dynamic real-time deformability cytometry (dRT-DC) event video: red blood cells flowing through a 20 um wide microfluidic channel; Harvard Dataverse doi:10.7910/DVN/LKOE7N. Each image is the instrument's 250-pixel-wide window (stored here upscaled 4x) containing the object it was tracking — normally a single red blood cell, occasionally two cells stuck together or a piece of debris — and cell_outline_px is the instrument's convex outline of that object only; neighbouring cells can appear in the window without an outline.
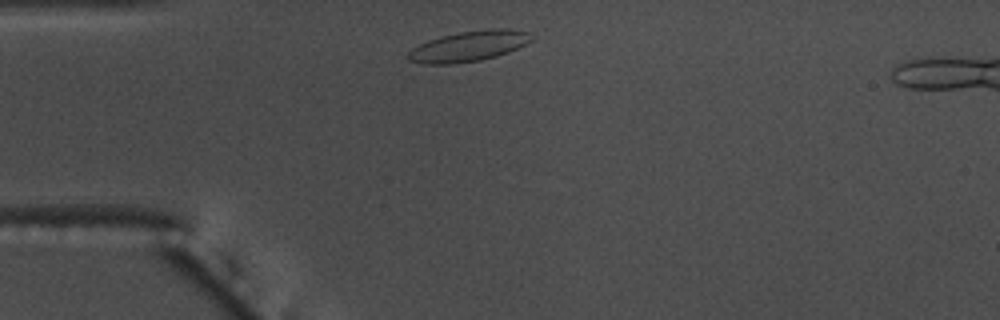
{"species": "common noctule bat (a hibernating species)", "species_latin": "Nyctalus noctula", "temperature_condition": "warm", "stored_images_in_passage": 35, "camera_frame_rate_fps": 3000, "um_per_image_px": 0.085, "animal": {"sex": "male", "body_mass_g": 17.5, "forearm_length_mm": 52.3}, "frame": {"image": 1, "passage_image": 2, "time_ms": 0.333, "image_size_px": [1000, 320], "cell_outline_px": [[536, 36], [532, 40], [508, 52], [496, 56], [480, 60], [452, 64], [424, 64], [408, 60], [408, 52], [412, 48], [428, 40], [460, 32], [492, 28], [504, 28], [528, 32]], "centroid_in_image_um": [39.85, 3.92], "position_along_channel_um": 45.1, "area_um2": 21.73}}
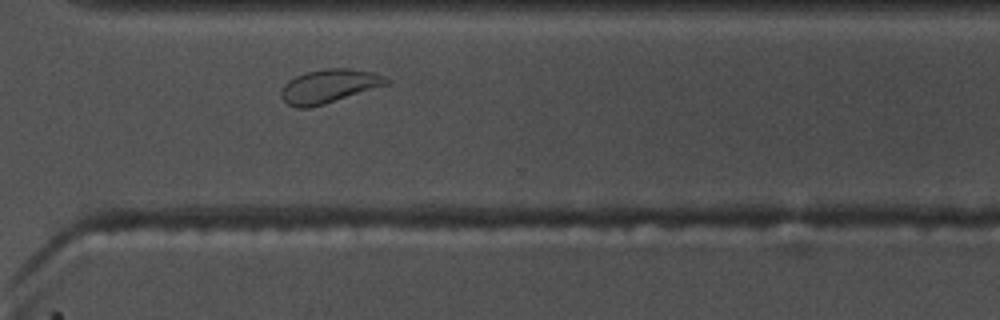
{"frame": {"image": 2, "passage_image": 28, "time_ms": 9.0, "image_size_px": [1000, 320], "cell_outline_px": [[392, 80], [388, 84], [324, 104], [308, 108], [296, 108], [288, 104], [280, 96], [280, 92], [284, 84], [288, 80], [296, 76], [308, 72], [324, 68], [348, 68], [376, 72]], "centroid_in_image_um": [27.97, 7.31], "position_along_channel_um": 342.6, "area_um2": 20.69}}
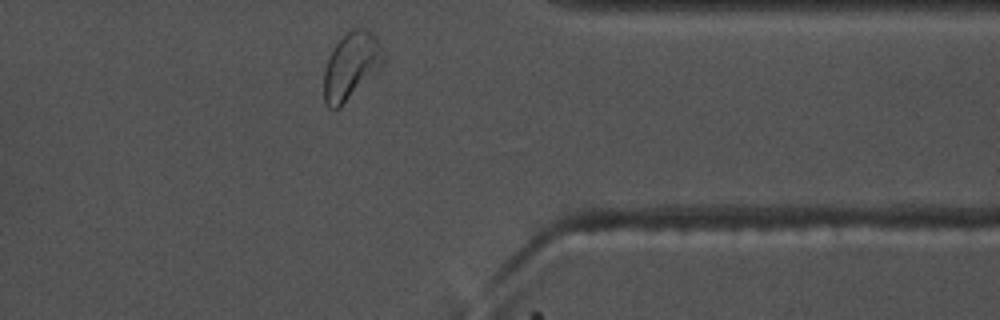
{"frame": {"image": 3, "passage_image": 32, "time_ms": 10.333, "image_size_px": [1000, 320], "cell_outline_px": [[384, 60], [376, 72], [340, 108], [328, 108], [324, 100], [324, 68], [328, 56], [332, 48], [344, 32], [352, 28], [364, 28], [372, 32], [376, 36], [384, 52]], "centroid_in_image_um": [29.82, 5.56], "position_along_channel_um": 381.6, "area_um2": 23.41}, "authors_computed_cell_mechanics": {"area_um2": 20.1144, "velocity_mm_per_s": 3.6545, "shape_relaxation_time_tau1_ms": 4.4307, "shape_relaxation_time_tau2_ms": 1.5461, "deformation_change_tau1": 0.1438, "deformation_change_tau2": 0.0671}}